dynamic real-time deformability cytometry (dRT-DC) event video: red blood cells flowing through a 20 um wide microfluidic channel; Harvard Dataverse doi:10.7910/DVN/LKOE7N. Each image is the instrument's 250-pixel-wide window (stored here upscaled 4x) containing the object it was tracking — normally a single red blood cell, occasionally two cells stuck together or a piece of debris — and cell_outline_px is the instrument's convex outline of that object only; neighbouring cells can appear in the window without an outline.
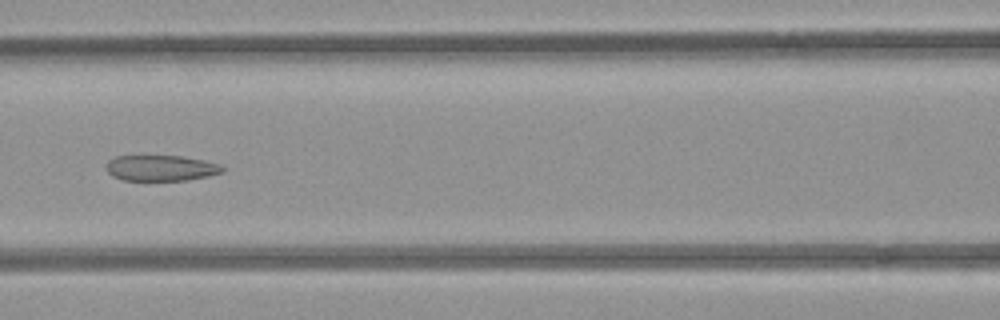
{"species": "common noctule bat (a hibernating species)", "species_latin": "Nyctalus noctula", "temperature_condition": "room temperature", "stored_images_in_passage": 7, "camera_frame_rate_fps": 3000, "um_per_image_px": 0.085, "animal": {"sex": "female", "body_mass_g": 21.9}, "frame": {"image": 1, "passage_image": 7, "time_ms": 7.667, "image_size_px": [1000, 320], "cell_outline_px": [[224, 172], [208, 176], [188, 180], [124, 180], [112, 176], [104, 168], [108, 160], [116, 156], [180, 156], [204, 160], [220, 164], [224, 168]], "centroid_in_image_um": [13.67, 14.28], "position_along_channel_um": 152.9, "area_um2": 17.51}}